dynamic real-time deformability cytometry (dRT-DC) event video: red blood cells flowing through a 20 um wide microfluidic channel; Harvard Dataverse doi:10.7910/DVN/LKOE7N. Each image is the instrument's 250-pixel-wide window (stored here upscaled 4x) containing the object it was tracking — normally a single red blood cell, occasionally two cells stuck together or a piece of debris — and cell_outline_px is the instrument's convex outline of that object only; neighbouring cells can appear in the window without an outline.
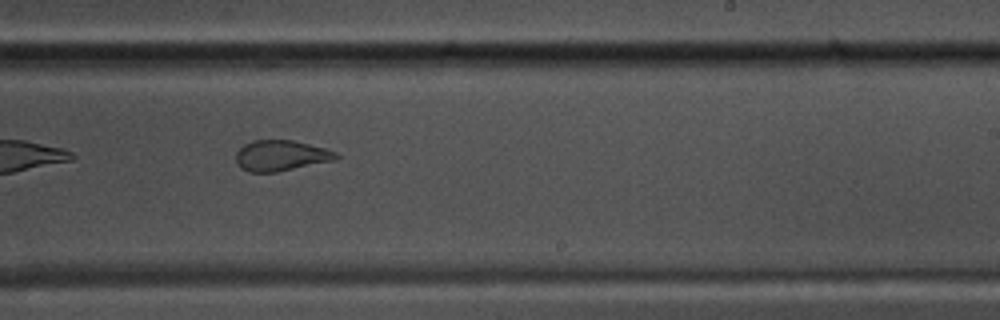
{"species": "common noctule bat (a hibernating species)", "species_latin": "Nyctalus noctula", "temperature_condition": "warm", "stored_images_in_passage": 37, "camera_frame_rate_fps": 3000, "um_per_image_px": 0.085, "animal": {"sex": "male", "body_mass_g": 17.5, "forearm_length_mm": 52.3}, "frame": {"image": 1, "passage_image": 16, "time_ms": 5.0, "image_size_px": [1000, 320], "cell_outline_px": [[340, 156], [336, 160], [276, 172], [248, 172], [240, 168], [236, 164], [236, 152], [244, 144], [252, 140], [292, 140], [324, 148], [336, 152]], "centroid_in_image_um": [23.85, 13.23], "position_along_channel_um": 265.1, "area_um2": 17.98}}